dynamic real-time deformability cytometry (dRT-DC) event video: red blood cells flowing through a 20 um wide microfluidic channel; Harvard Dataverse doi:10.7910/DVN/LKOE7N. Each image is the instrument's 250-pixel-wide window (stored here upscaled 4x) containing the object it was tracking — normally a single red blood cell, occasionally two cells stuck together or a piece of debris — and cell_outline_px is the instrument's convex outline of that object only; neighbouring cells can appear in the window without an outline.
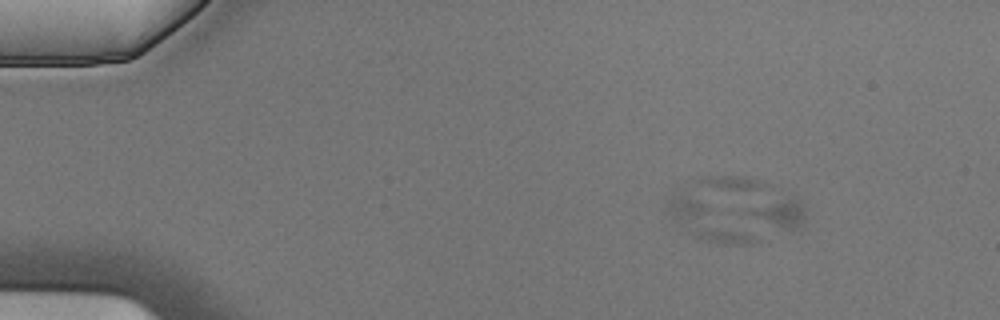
{"species": "Egyptian fruit bat (a non-hibernating species)", "species_latin": "Rousettus aegyptiacus", "temperature_condition": "cold", "stored_images_in_passage": 6, "camera_frame_rate_fps": 3000, "um_per_image_px": 0.085, "animal": {"sex": "male"}, "frame": {"image": 1, "passage_image": 3, "time_ms": 0.667, "image_size_px": [1000, 320], "cell_outline_px": [[760, 240], [752, 244], [716, 244], [696, 240], [668, 216], [664, 208], [668, 200], [676, 196], [688, 196], [712, 208]], "centroid_in_image_um": [60.01, 18.93], "position_along_channel_um": 25.0, "area_um2": 17.63}}